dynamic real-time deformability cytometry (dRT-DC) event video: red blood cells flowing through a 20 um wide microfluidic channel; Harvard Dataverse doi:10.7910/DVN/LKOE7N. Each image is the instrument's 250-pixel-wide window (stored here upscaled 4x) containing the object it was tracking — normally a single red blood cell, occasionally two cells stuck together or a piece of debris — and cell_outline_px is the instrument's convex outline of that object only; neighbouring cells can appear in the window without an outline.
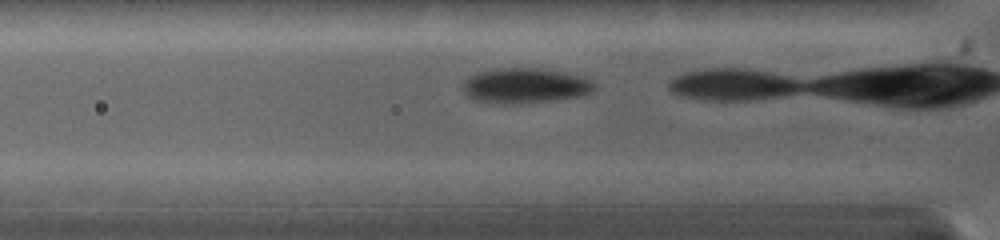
{"species": "common noctule bat (a hibernating species)", "species_latin": "Nyctalus noctula", "temperature_condition": "warm", "stored_images_in_passage": 6, "camera_frame_rate_fps": 5000, "um_per_image_px": 0.085, "animal": {"sex": "female", "body_mass_g": 19.0, "forearm_length_mm": 53.3}, "frame": {"image": 1, "passage_image": 3, "time_ms": 0.6, "image_size_px": [1000, 240], "cell_outline_px": [[596, 88], [592, 92], [584, 96], [528, 104], [500, 104], [472, 100], [464, 92], [464, 80], [476, 72], [500, 68], [536, 68], [564, 72], [592, 80], [596, 84]], "centroid_in_image_um": [44.66, 7.31], "position_along_channel_um": 81.1, "area_um2": 27.4}}